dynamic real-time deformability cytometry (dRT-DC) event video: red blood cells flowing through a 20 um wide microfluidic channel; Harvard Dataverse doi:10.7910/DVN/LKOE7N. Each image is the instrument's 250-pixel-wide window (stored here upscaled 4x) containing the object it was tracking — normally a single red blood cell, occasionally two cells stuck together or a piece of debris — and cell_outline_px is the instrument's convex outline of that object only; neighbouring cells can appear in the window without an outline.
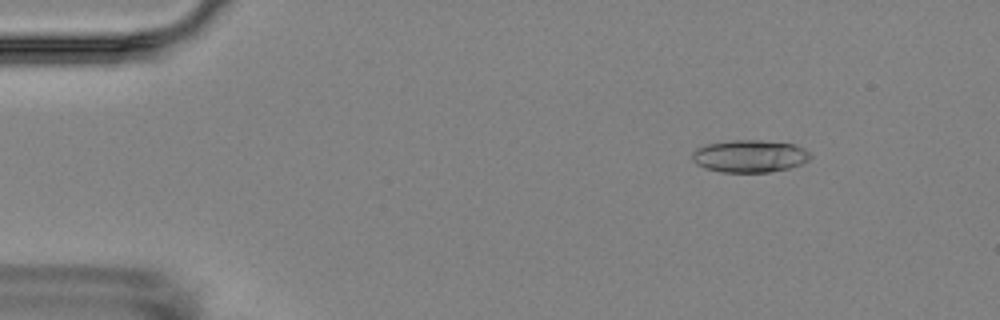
{"species": "Egyptian fruit bat (a non-hibernating species)", "species_latin": "Rousettus aegyptiacus", "temperature_condition": "room temperature", "stored_images_in_passage": 5, "camera_frame_rate_fps": 3000, "um_per_image_px": 0.085, "animal": {"sex": "female"}, "frame": {"image": 1, "passage_image": 3, "time_ms": 2.0, "image_size_px": [1000, 320], "cell_outline_px": [[812, 156], [808, 160], [792, 168], [768, 172], [720, 172], [704, 168], [696, 164], [692, 160], [692, 152], [696, 148], [708, 144], [732, 140], [760, 140], [796, 144], [804, 148]], "centroid_in_image_um": [63.72, 13.27], "position_along_channel_um": 21.3, "area_um2": 22.48}}